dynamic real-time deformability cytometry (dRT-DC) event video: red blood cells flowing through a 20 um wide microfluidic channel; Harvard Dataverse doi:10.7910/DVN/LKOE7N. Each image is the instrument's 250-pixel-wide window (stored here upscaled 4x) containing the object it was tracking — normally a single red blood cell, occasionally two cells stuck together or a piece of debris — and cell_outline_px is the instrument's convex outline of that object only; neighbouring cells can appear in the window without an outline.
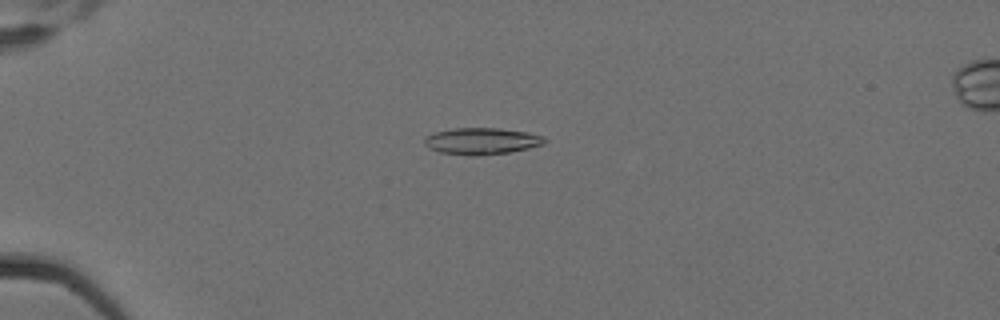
{"species": "Egyptian fruit bat (a non-hibernating species)", "species_latin": "Rousettus aegyptiacus", "temperature_condition": "cold", "stored_images_in_passage": 6, "camera_frame_rate_fps": 3000, "um_per_image_px": 0.085, "animal": {"sex": "female"}, "frame": {"image": 1, "passage_image": 5, "time_ms": 1.333, "image_size_px": [1000, 320], "cell_outline_px": [[548, 140], [544, 144], [528, 148], [508, 152], [476, 156], [472, 156], [440, 152], [428, 148], [424, 144], [424, 140], [428, 136], [436, 132], [456, 128], [496, 128], [528, 132], [544, 136]], "centroid_in_image_um": [40.97, 11.99], "position_along_channel_um": 44.0, "area_um2": 18.55}}